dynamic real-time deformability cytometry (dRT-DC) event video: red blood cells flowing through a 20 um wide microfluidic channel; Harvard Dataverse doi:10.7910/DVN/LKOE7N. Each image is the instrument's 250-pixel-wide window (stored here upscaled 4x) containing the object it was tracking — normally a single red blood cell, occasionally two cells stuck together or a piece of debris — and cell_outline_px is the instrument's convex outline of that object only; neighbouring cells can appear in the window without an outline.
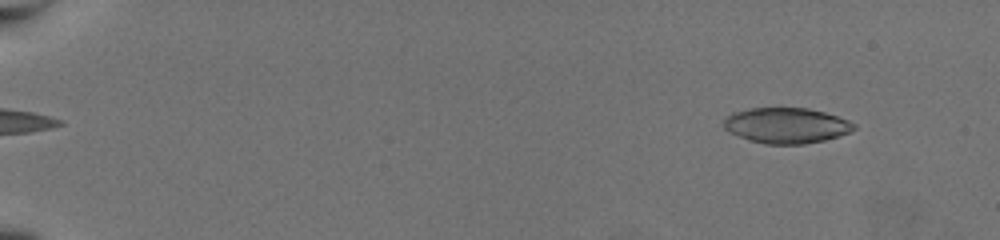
{"species": "common noctule bat (a hibernating species)", "species_latin": "Nyctalus noctula", "temperature_condition": "warm", "stored_images_in_passage": 58, "camera_frame_rate_fps": 3000, "um_per_image_px": 0.085, "animal": {"sex": "female", "body_mass_g": 19.5, "forearm_length_mm": 54.1}, "frame": {"image": 1, "passage_image": 6, "time_ms": 1.667, "image_size_px": [1000, 240], "cell_outline_px": [[856, 128], [848, 132], [824, 140], [804, 144], [764, 144], [748, 140], [728, 132], [724, 128], [724, 120], [732, 112], [752, 108], [808, 108], [824, 112], [848, 120], [856, 124]], "centroid_in_image_um": [66.81, 10.67], "position_along_channel_um": 18.2, "area_um2": 26.88}}
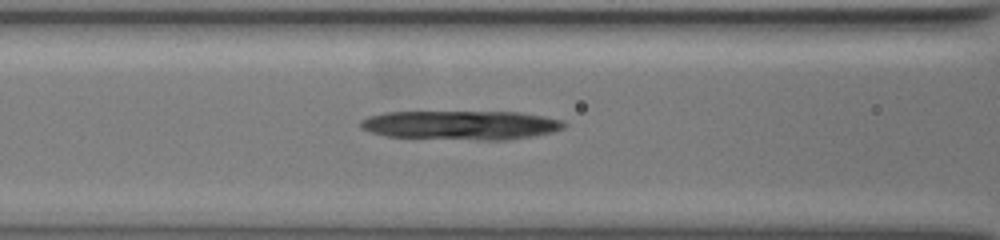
{"frame": {"image": 2, "passage_image": 28, "time_ms": 9.0, "image_size_px": [1000, 240], "cell_outline_px": [[568, 124], [564, 128], [552, 132], [536, 136], [504, 140], [476, 140], [384, 136], [372, 132], [364, 128], [360, 124], [360, 120], [368, 116], [384, 112], [520, 112], [544, 116], [564, 120]], "centroid_in_image_um": [39.25, 10.63], "position_along_channel_um": 127.4, "area_um2": 34.74}}
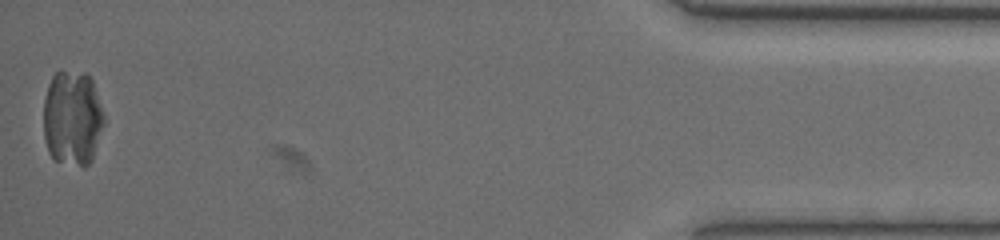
{"frame": {"image": 3, "passage_image": 58, "time_ms": 19.0, "image_size_px": [1000, 240], "cell_outline_px": [[104, 124], [92, 160], [84, 168], [52, 160], [48, 152], [44, 136], [44, 100], [48, 84], [52, 76], [56, 72], [84, 72], [92, 80], [104, 116]], "centroid_in_image_um": [6.14, 10.08], "position_along_channel_um": 429.1, "area_um2": 33.81}}